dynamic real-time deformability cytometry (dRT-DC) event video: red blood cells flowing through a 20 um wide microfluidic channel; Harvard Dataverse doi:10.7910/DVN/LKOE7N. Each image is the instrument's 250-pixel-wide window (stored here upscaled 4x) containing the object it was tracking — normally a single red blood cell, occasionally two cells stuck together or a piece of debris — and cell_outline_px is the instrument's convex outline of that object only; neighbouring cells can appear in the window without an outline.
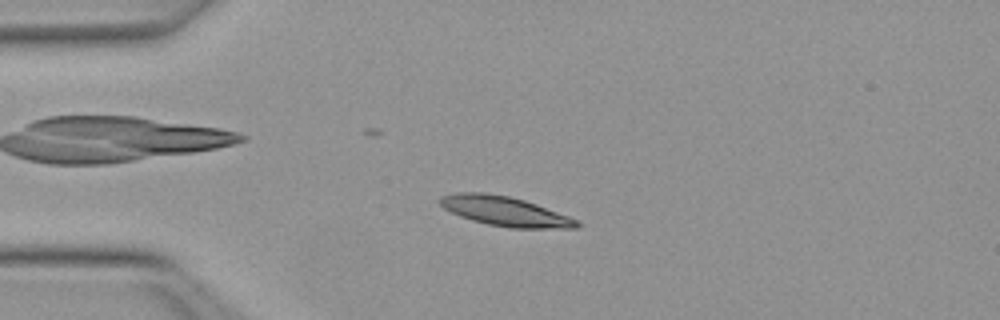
{"species": "Egyptian fruit bat (a non-hibernating species)", "species_latin": "Rousettus aegyptiacus", "temperature_condition": "warm", "stored_images_in_passage": 47, "camera_frame_rate_fps": 3000, "um_per_image_px": 0.085, "animal": {"sex": "female"}, "frame": {"image": 1, "passage_image": 12, "time_ms": 3.667, "image_size_px": [1000, 320], "cell_outline_px": [[580, 228], [508, 228], [488, 224], [472, 220], [460, 216], [444, 208], [436, 200], [440, 196], [456, 192], [484, 192], [508, 196], [524, 200], [536, 204], [580, 220]], "centroid_in_image_um": [42.92, 17.95], "position_along_channel_um": 42.1, "area_um2": 23.7}}
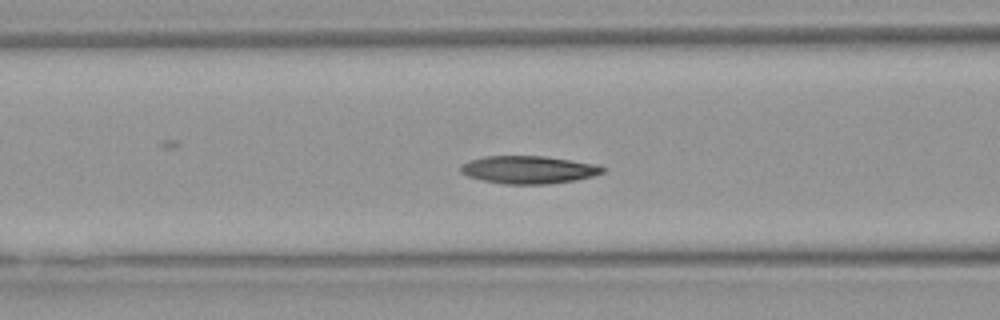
{"frame": {"image": 2, "passage_image": 20, "time_ms": 6.333, "image_size_px": [1000, 320], "cell_outline_px": [[604, 172], [592, 176], [576, 180], [548, 184], [504, 184], [484, 180], [468, 176], [460, 172], [460, 164], [484, 156], [544, 156], [600, 164], [604, 168]], "centroid_in_image_um": [44.95, 14.42], "position_along_channel_um": 121.7, "area_um2": 23.0}}
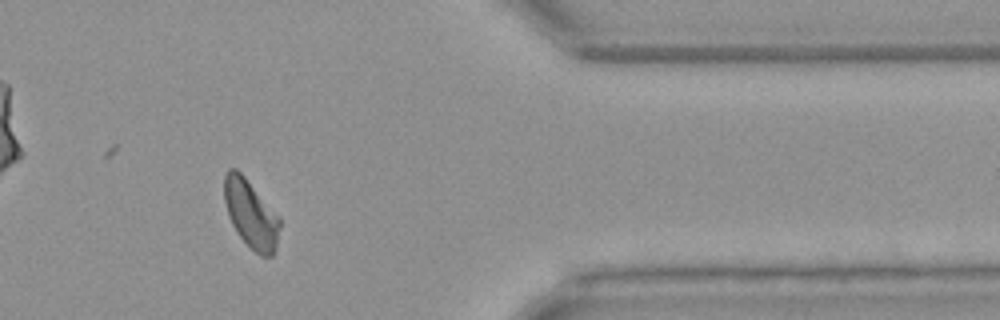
{"frame": {"image": 3, "passage_image": 42, "time_ms": 13.667, "image_size_px": [1000, 320], "cell_outline_px": [[280, 228], [276, 248], [272, 256], [260, 256], [236, 232], [228, 216], [224, 200], [224, 172], [228, 168], [236, 168], [244, 176], [280, 216]], "centroid_in_image_um": [21.32, 18.16], "position_along_channel_um": 390.1, "area_um2": 22.08}}